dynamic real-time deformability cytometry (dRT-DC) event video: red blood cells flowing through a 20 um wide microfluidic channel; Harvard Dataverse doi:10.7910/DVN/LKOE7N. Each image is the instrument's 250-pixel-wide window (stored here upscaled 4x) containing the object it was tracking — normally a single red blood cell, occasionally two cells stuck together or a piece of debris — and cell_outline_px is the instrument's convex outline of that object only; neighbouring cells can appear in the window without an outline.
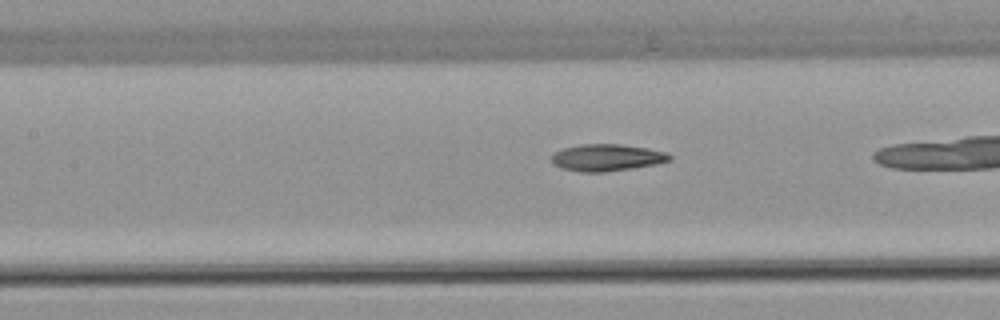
{"species": "common noctule bat (a hibernating species)", "species_latin": "Nyctalus noctula", "temperature_condition": "warm", "stored_images_in_passage": 37, "camera_frame_rate_fps": 3000, "um_per_image_px": 0.085, "animal": {"sex": "female", "body_mass_g": 22.7, "forearm_length_mm": 54.2}, "frame": {"image": 1, "passage_image": 20, "time_ms": 6.333, "image_size_px": [1000, 320], "cell_outline_px": [[672, 160], [656, 164], [632, 168], [604, 172], [580, 172], [560, 168], [552, 164], [552, 152], [564, 148], [580, 144], [620, 144], [648, 148], [668, 152], [672, 156]], "centroid_in_image_um": [51.58, 13.39], "position_along_channel_um": 155.8, "area_um2": 18.73}}
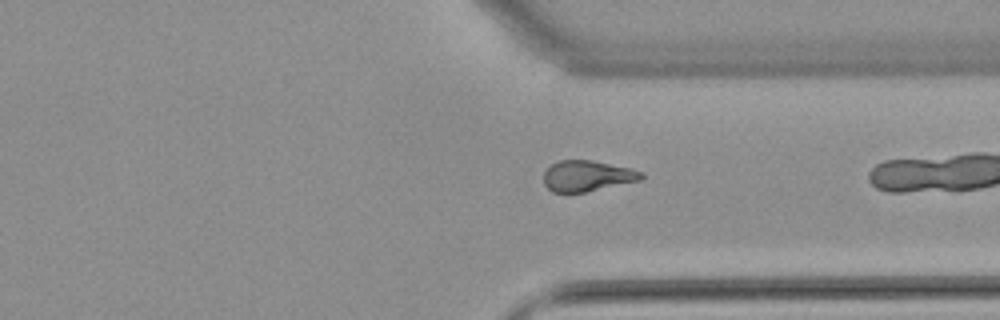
{"frame": {"image": 2, "passage_image": 36, "time_ms": 11.667, "image_size_px": [1000, 320], "cell_outline_px": [[644, 176], [640, 180], [584, 192], [552, 192], [544, 184], [544, 172], [552, 164], [560, 160], [592, 160], [632, 168], [644, 172]], "centroid_in_image_um": [49.93, 14.94], "position_along_channel_um": 361.5, "area_um2": 17.46}}